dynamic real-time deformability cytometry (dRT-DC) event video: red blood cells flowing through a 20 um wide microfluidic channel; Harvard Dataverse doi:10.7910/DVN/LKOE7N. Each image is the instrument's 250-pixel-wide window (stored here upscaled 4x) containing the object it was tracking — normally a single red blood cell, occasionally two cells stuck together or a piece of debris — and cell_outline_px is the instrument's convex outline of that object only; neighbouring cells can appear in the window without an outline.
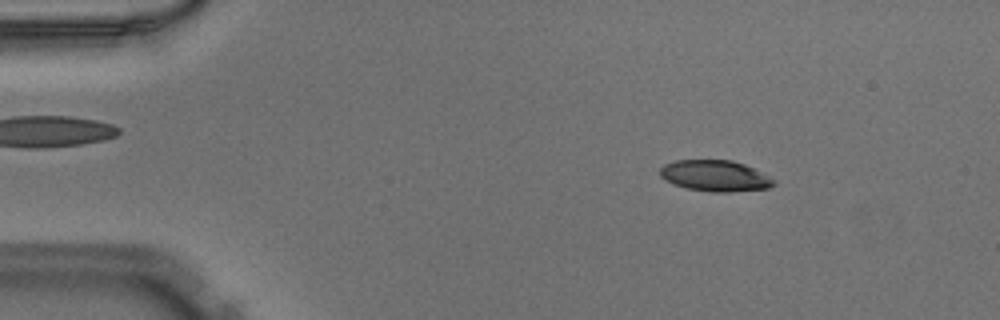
{"species": "Egyptian fruit bat (a non-hibernating species)", "species_latin": "Rousettus aegyptiacus", "temperature_condition": "warm", "stored_images_in_passage": 8, "camera_frame_rate_fps": 3000, "um_per_image_px": 0.085, "animal": {"sex": "male"}, "frame": {"image": 1, "passage_image": 3, "time_ms": 0.667, "image_size_px": [1000, 320], "cell_outline_px": [[776, 184], [768, 188], [732, 192], [712, 192], [688, 188], [664, 180], [660, 176], [660, 168], [664, 164], [676, 160], [732, 160], [744, 164], [776, 180]], "centroid_in_image_um": [60.79, 14.94], "position_along_channel_um": 24.2, "area_um2": 20.52}}